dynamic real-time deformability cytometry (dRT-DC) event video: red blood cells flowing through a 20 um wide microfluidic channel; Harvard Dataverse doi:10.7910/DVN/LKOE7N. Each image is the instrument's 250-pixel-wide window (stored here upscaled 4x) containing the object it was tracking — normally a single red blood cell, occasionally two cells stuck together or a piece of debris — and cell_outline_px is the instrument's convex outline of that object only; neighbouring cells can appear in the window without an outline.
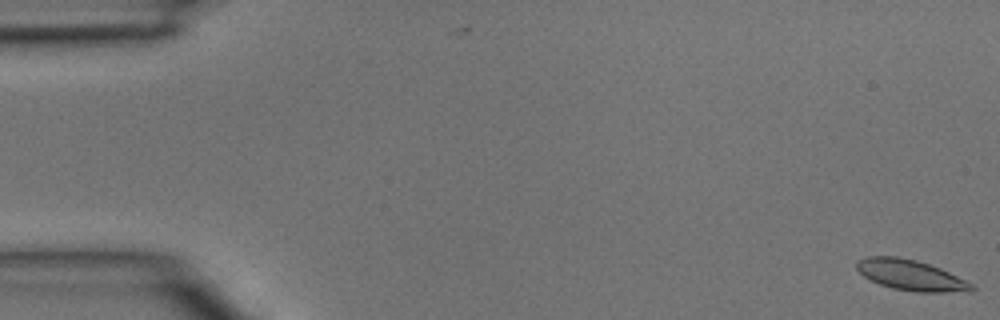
{"species": "common noctule bat (a hibernating species)", "species_latin": "Nyctalus noctula", "temperature_condition": "room temperature", "stored_images_in_passage": 4, "camera_frame_rate_fps": 3000, "um_per_image_px": 0.085, "animal": {"sex": "male", "body_mass_g": 15.6}, "frame": {"image": 1, "passage_image": 1, "time_ms": 0.0, "image_size_px": [1000, 320], "cell_outline_px": [[976, 288], [968, 292], [916, 292], [892, 288], [880, 284], [864, 276], [856, 268], [856, 264], [860, 260], [868, 256], [896, 256], [916, 260], [940, 268], [972, 284]], "centroid_in_image_um": [77.42, 23.39], "position_along_channel_um": 7.6, "area_um2": 20.23}}
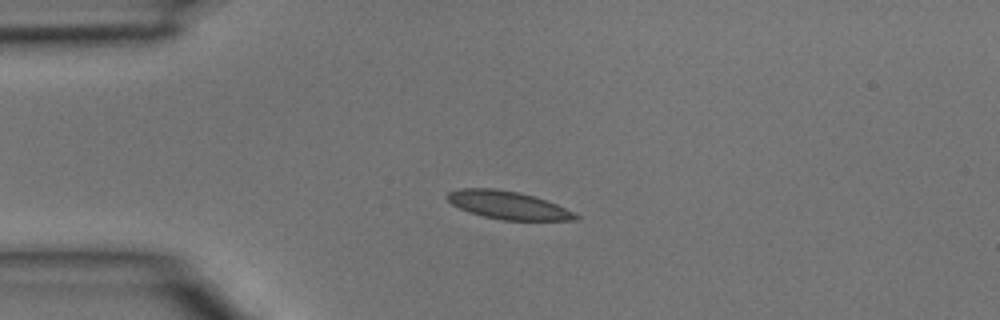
{"frame": {"image": 2, "passage_image": 4, "time_ms": 1.0, "image_size_px": [1000, 320], "cell_outline_px": [[580, 220], [500, 220], [468, 212], [452, 204], [444, 196], [448, 192], [460, 188], [492, 188], [520, 192], [556, 204], [580, 216]], "centroid_in_image_um": [43.14, 17.43], "position_along_channel_um": 41.9, "area_um2": 20.81}}